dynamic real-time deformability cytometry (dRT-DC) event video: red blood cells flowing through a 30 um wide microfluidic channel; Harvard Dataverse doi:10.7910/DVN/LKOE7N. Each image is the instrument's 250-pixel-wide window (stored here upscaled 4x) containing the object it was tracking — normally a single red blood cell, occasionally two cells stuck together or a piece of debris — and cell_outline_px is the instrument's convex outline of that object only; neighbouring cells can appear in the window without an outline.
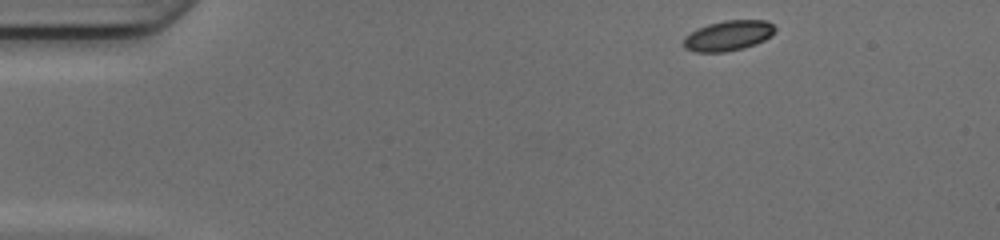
{"species": "common noctule bat (a hibernating species)", "species_latin": "Nyctalus noctula", "temperature_condition": "cold", "stored_images_in_passage": 44, "camera_frame_rate_fps": 3000, "um_per_image_px": 0.085, "animal": {"sex": "female", "body_mass_g": 17.0, "forearm_length_mm": 48.0}, "frame": {"image": 1, "passage_image": 1, "time_ms": 0.0, "image_size_px": [1000, 240], "cell_outline_px": [[776, 32], [772, 36], [756, 44], [744, 48], [724, 52], [696, 52], [684, 48], [684, 36], [696, 28], [708, 24], [724, 20], [768, 20], [776, 28]], "centroid_in_image_um": [61.92, 3.02], "position_along_channel_um": 23.1, "area_um2": 16.36}}
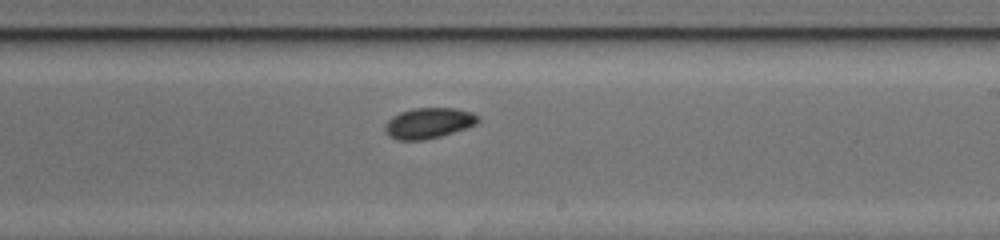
{"frame": {"image": 2, "passage_image": 24, "time_ms": 7.667, "image_size_px": [1000, 240], "cell_outline_px": [[480, 120], [476, 124], [468, 128], [440, 136], [424, 140], [396, 140], [388, 136], [384, 132], [384, 124], [392, 116], [400, 112], [412, 108], [456, 108], [472, 112], [480, 116]], "centroid_in_image_um": [36.42, 10.46], "position_along_channel_um": 252.6, "area_um2": 16.94}}
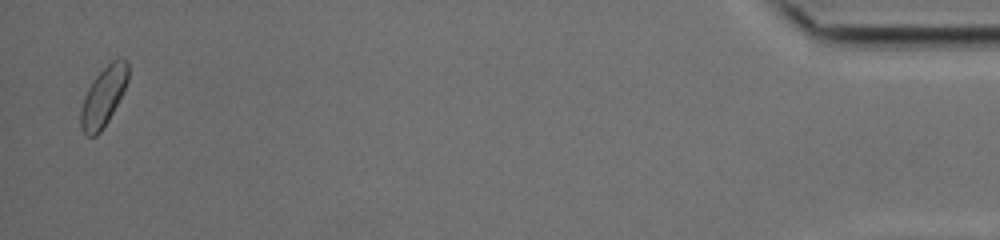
{"frame": {"image": 3, "passage_image": 43, "time_ms": 14.0, "image_size_px": [1000, 240], "cell_outline_px": [[128, 80], [108, 120], [100, 132], [96, 136], [88, 136], [80, 128], [80, 108], [84, 96], [92, 80], [112, 60], [120, 56], [128, 60]], "centroid_in_image_um": [8.77, 8.18], "position_along_channel_um": 426.4, "area_um2": 16.24}, "authors_computed_cell_mechanics": {"area_um2": 16.3574, "velocity_mm_per_s": 4.1615, "shape_relaxation_time_tau1_ms": 4.9122, "shape_relaxation_time_tau2_ms": null, "deformation_change_tau1": 0.0668, "deformation_change_tau2": null}}